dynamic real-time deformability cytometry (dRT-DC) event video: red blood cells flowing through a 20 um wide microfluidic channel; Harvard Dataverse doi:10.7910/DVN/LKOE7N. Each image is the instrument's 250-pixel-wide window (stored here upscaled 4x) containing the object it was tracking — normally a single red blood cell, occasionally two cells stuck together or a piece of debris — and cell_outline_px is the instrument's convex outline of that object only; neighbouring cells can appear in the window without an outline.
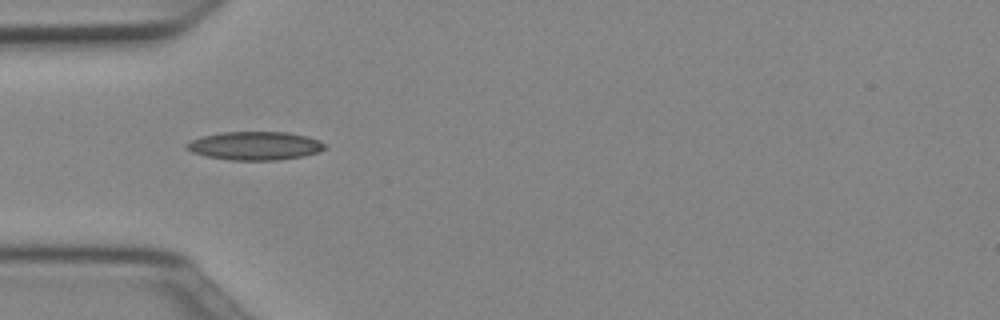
{"species": "Egyptian fruit bat (a non-hibernating species)", "species_latin": "Rousettus aegyptiacus", "temperature_condition": "cold", "stored_images_in_passage": 10, "camera_frame_rate_fps": 3000, "um_per_image_px": 0.085, "animal": {"sex": "female"}, "frame": {"image": 1, "passage_image": 4, "time_ms": 1.0, "image_size_px": [1000, 320], "cell_outline_px": [[328, 148], [320, 152], [304, 156], [276, 160], [232, 160], [208, 156], [192, 152], [184, 148], [184, 144], [200, 136], [224, 132], [288, 132], [308, 136], [320, 140]], "centroid_in_image_um": [21.7, 12.38], "position_along_channel_um": 63.3, "area_um2": 23.06}}
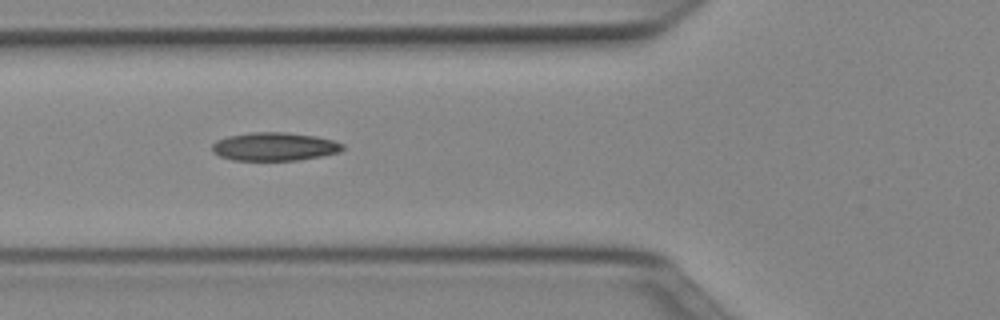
{"frame": {"image": 2, "passage_image": 7, "time_ms": 2.0, "image_size_px": [1000, 320], "cell_outline_px": [[344, 148], [340, 152], [324, 156], [296, 160], [232, 160], [220, 156], [212, 152], [212, 144], [216, 140], [228, 136], [252, 132], [284, 132], [316, 136], [332, 140], [344, 144]], "centroid_in_image_um": [23.33, 12.46], "position_along_channel_um": 102.5, "area_um2": 21.62}}